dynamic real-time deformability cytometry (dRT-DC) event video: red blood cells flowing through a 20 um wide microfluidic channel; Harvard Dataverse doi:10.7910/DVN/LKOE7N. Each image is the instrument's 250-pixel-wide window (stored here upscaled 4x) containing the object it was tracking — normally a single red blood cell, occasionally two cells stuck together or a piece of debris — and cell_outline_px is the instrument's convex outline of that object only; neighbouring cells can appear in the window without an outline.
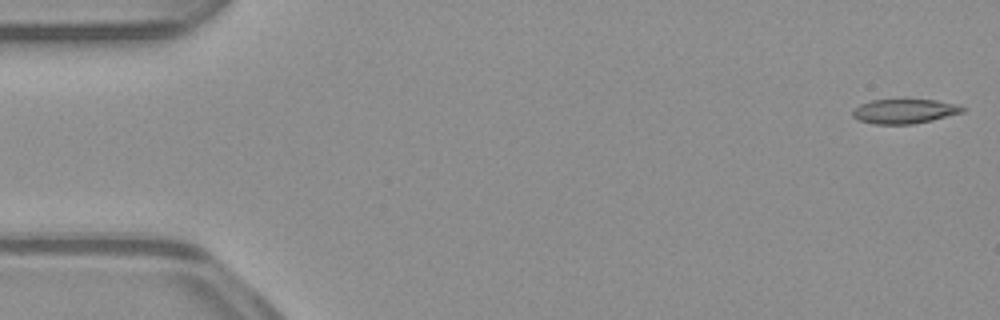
{"species": "common noctule bat (a hibernating species)", "species_latin": "Nyctalus noctula", "temperature_condition": "warm", "stored_images_in_passage": 52, "camera_frame_rate_fps": 3000, "um_per_image_px": 0.085, "animal": {"sex": "male", "body_mass_g": 23.1, "forearm_length_mm": 52.7}, "frame": {"image": 1, "passage_image": 1, "time_ms": 0.0, "image_size_px": [1000, 320], "cell_outline_px": [[968, 108], [964, 112], [932, 120], [912, 124], [872, 124], [860, 120], [852, 116], [852, 112], [860, 104], [872, 100], [936, 100], [960, 104]], "centroid_in_image_um": [76.94, 9.45], "position_along_channel_um": 8.1, "area_um2": 15.72}}
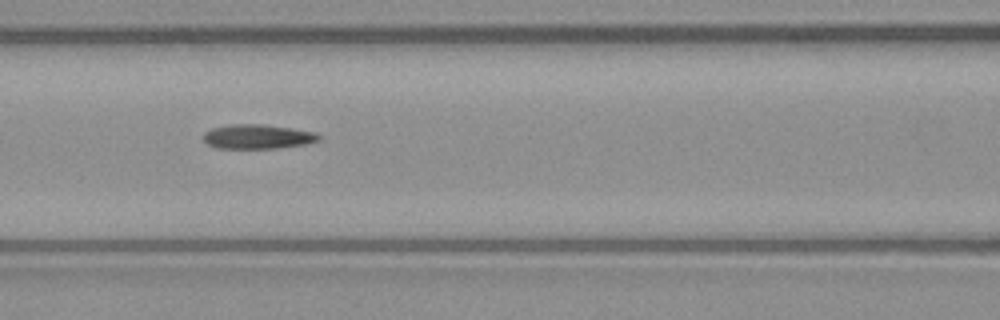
{"frame": {"image": 2, "passage_image": 22, "time_ms": 7.0, "image_size_px": [1000, 320], "cell_outline_px": [[320, 140], [308, 144], [276, 148], [216, 148], [208, 144], [204, 140], [204, 132], [212, 128], [228, 124], [264, 124], [292, 128], [316, 132], [320, 136]], "centroid_in_image_um": [21.92, 11.61], "position_along_channel_um": 144.7, "area_um2": 16.53}}
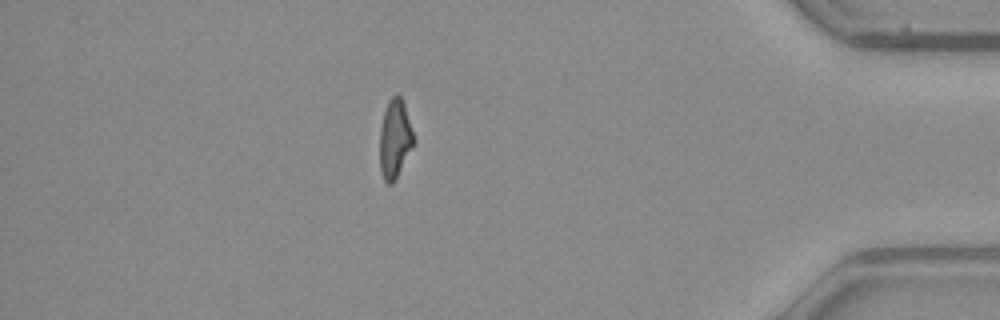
{"frame": {"image": 3, "passage_image": 45, "time_ms": 14.667, "image_size_px": [1000, 320], "cell_outline_px": [[416, 140], [392, 184], [388, 184], [384, 180], [380, 168], [380, 128], [384, 112], [388, 100], [396, 92], [400, 96], [404, 104]], "centroid_in_image_um": [33.56, 11.76], "position_along_channel_um": 401.6, "area_um2": 15.43}, "authors_computed_cell_mechanics": {"area_um2": 16.5886, "velocity_mm_per_s": 3.9594, "shape_relaxation_time_tau1_ms": null, "shape_relaxation_time_tau2_ms": 7.5458, "deformation_change_tau1": null, "deformation_change_tau2": 0.1923}}